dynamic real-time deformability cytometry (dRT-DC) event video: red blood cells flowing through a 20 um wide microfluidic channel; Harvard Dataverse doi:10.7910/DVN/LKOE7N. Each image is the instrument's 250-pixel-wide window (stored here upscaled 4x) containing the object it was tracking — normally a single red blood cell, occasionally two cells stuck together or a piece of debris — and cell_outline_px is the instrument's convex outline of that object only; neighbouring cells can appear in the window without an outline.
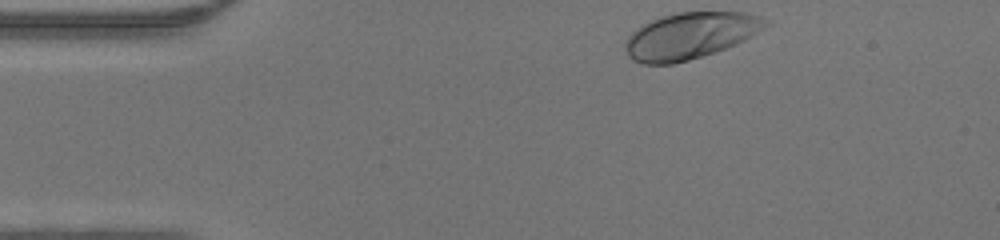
{"species": "human", "species_latin": "Homo sapiens", "temperature_condition": "warm", "stored_images_in_passage": 34, "camera_frame_rate_fps": 3000, "um_per_image_px": 0.085, "donor": {"sex": "male"}, "frame": {"image": 1, "passage_image": 1, "time_ms": 0.0, "image_size_px": [1000, 240], "cell_outline_px": [[772, 24], [752, 36], [736, 44], [716, 52], [688, 60], [672, 64], [644, 64], [632, 60], [628, 56], [624, 48], [624, 44], [628, 36], [636, 28], [660, 16], [676, 12], [748, 12], [772, 20]], "centroid_in_image_um": [58.7, 3.02], "position_along_channel_um": 26.3, "area_um2": 38.44}}
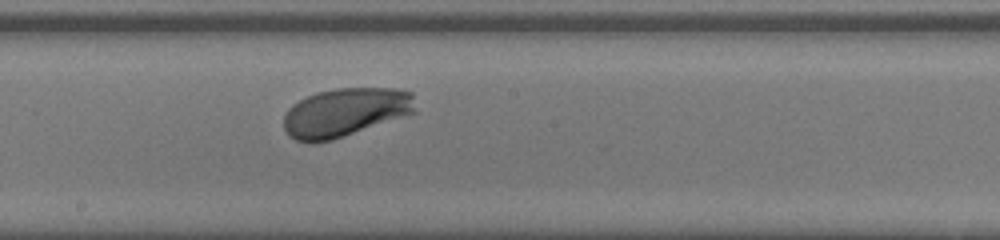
{"frame": {"image": 2, "passage_image": 19, "time_ms": 6.0, "image_size_px": [1000, 240], "cell_outline_px": [[416, 112], [332, 140], [296, 140], [288, 136], [284, 128], [284, 116], [288, 108], [292, 104], [316, 92], [336, 88], [396, 88], [412, 92]], "centroid_in_image_um": [29.35, 9.52], "position_along_channel_um": 218.8, "area_um2": 36.88}}
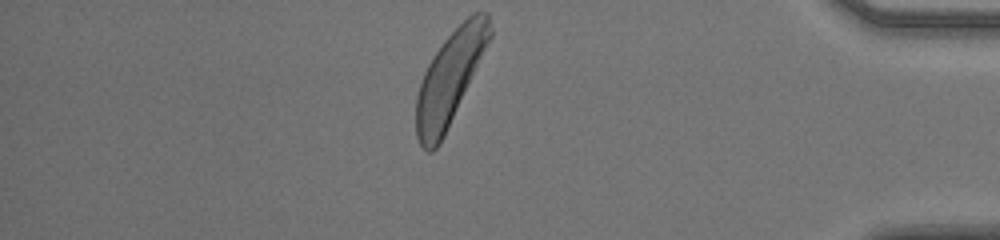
{"frame": {"image": 3, "passage_image": 34, "time_ms": 11.0, "image_size_px": [1000, 240], "cell_outline_px": [[492, 36], [444, 136], [440, 144], [432, 152], [428, 152], [420, 144], [416, 136], [416, 96], [424, 72], [428, 64], [444, 40], [472, 12], [488, 12], [492, 28]], "centroid_in_image_um": [38.24, 6.64], "position_along_channel_um": 397.0, "area_um2": 39.36}}